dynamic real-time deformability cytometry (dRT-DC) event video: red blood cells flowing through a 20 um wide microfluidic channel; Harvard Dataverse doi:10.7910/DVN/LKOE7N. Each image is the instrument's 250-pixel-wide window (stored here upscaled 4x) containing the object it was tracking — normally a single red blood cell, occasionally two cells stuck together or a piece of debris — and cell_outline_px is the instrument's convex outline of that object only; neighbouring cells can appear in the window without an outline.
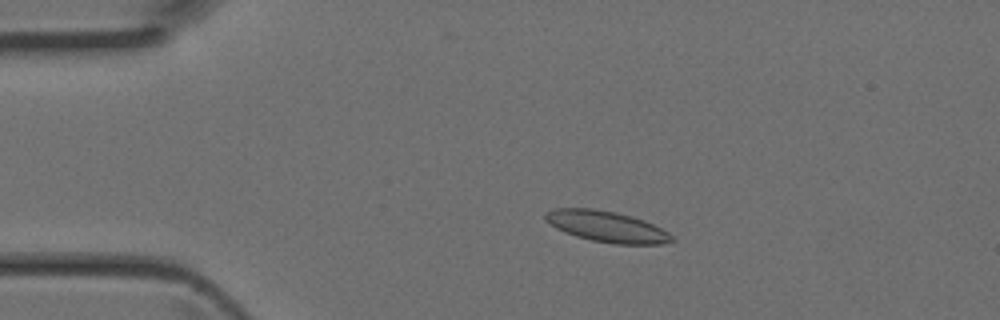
{"species": "Egyptian fruit bat (a non-hibernating species)", "species_latin": "Rousettus aegyptiacus", "temperature_condition": "room temperature", "stored_images_in_passage": 44, "camera_frame_rate_fps": 3000, "um_per_image_px": 0.085, "animal": {"sex": "female"}, "frame": {"image": 1, "passage_image": 9, "time_ms": 2.667, "image_size_px": [1000, 320], "cell_outline_px": [[676, 240], [664, 244], [616, 244], [592, 240], [576, 236], [564, 232], [556, 228], [544, 220], [544, 212], [556, 208], [592, 208], [616, 212], [644, 220], [668, 232]], "centroid_in_image_um": [51.55, 19.25], "position_along_channel_um": 33.5, "area_um2": 22.83}}
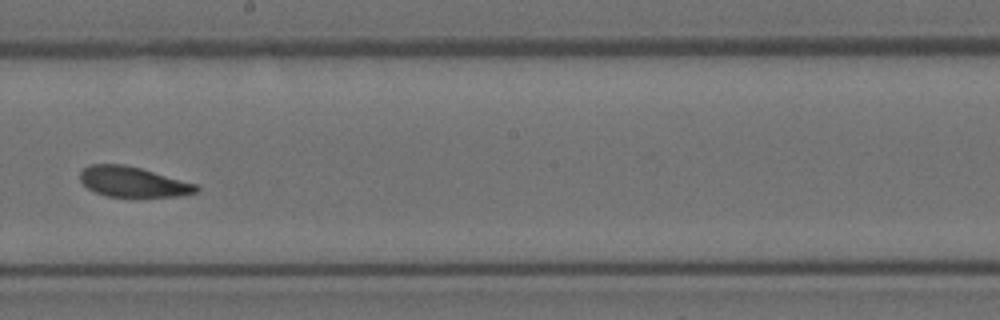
{"frame": {"image": 2, "passage_image": 25, "time_ms": 8.0, "image_size_px": [1000, 320], "cell_outline_px": [[200, 188], [196, 192], [180, 196], [108, 196], [96, 192], [88, 188], [80, 180], [80, 172], [88, 164], [124, 164], [140, 168], [196, 184]], "centroid_in_image_um": [11.28, 15.45], "position_along_channel_um": 236.9, "area_um2": 20.17}}
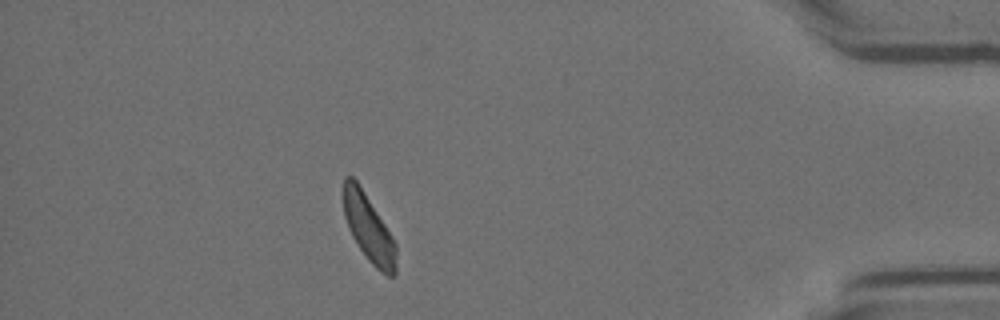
{"frame": {"image": 3, "passage_image": 39, "time_ms": 12.667, "image_size_px": [1000, 320], "cell_outline_px": [[396, 276], [388, 276], [380, 272], [368, 260], [352, 236], [348, 228], [344, 216], [344, 176], [352, 176], [356, 180], [392, 236], [396, 244]], "centroid_in_image_um": [31.34, 19.44], "position_along_channel_um": 403.9, "area_um2": 20.29}}